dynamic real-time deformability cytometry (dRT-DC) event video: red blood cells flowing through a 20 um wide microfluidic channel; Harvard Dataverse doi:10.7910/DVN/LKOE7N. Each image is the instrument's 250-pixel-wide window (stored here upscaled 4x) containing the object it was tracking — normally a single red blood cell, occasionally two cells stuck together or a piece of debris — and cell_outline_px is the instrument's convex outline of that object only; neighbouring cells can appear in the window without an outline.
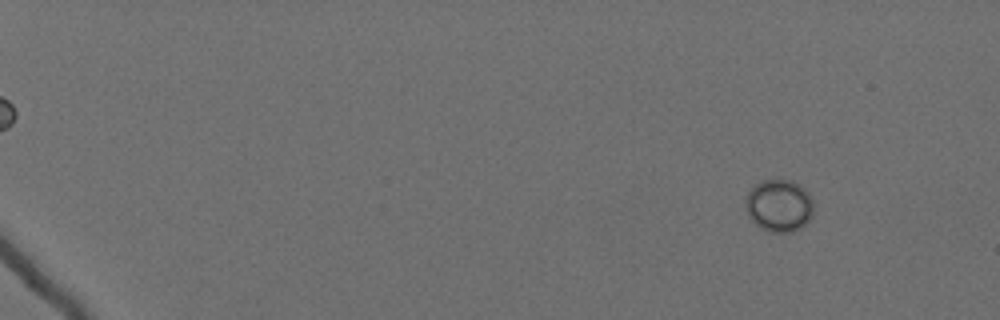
{"species": "Egyptian fruit bat (a non-hibernating species)", "species_latin": "Rousettus aegyptiacus", "temperature_condition": "cold", "stored_images_in_passage": 62, "camera_frame_rate_fps": 3000, "um_per_image_px": 0.085, "animal": {"sex": "female"}, "frame": {"image": 1, "passage_image": 8, "time_ms": 2.333, "image_size_px": [1000, 320], "cell_outline_px": [[812, 216], [800, 228], [792, 232], [768, 232], [760, 228], [748, 216], [744, 208], [744, 204], [748, 192], [760, 180], [792, 180], [800, 184], [808, 192], [812, 200]], "centroid_in_image_um": [66.19, 17.47], "position_along_channel_um": 18.8, "area_um2": 20.92}}
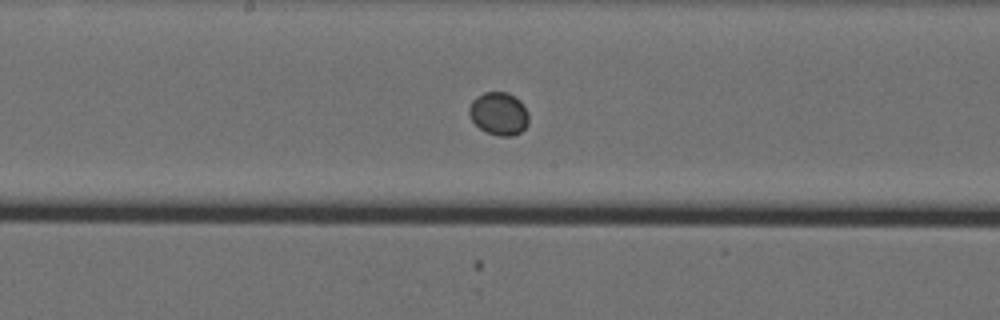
{"frame": {"image": 2, "passage_image": 38, "time_ms": 12.333, "image_size_px": [1000, 320], "cell_outline_px": [[528, 124], [520, 132], [512, 136], [500, 136], [488, 132], [480, 128], [472, 120], [468, 112], [468, 108], [472, 100], [476, 96], [484, 92], [508, 92], [520, 100], [528, 112]], "centroid_in_image_um": [42.4, 9.64], "position_along_channel_um": 205.8, "area_um2": 14.91}}
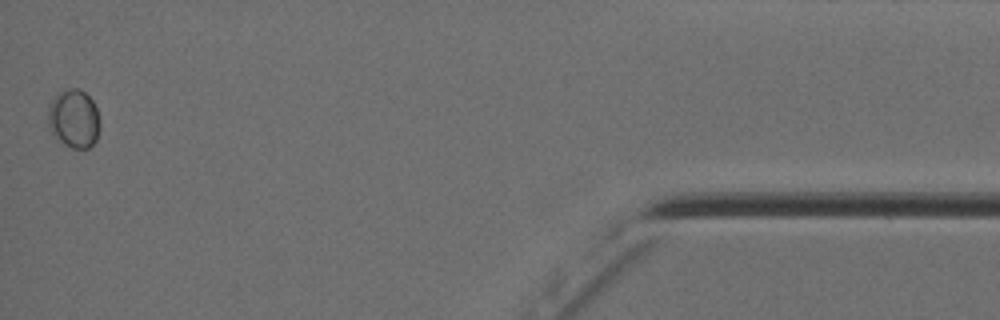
{"frame": {"image": 3, "passage_image": 62, "time_ms": 20.333, "image_size_px": [1000, 320], "cell_outline_px": [[100, 128], [96, 140], [88, 148], [72, 148], [56, 140], [48, 124], [48, 104], [56, 92], [68, 88], [76, 88], [84, 92], [92, 100], [96, 108], [100, 120]], "centroid_in_image_um": [6.26, 10.07], "position_along_channel_um": 428.9, "area_um2": 17.98}}